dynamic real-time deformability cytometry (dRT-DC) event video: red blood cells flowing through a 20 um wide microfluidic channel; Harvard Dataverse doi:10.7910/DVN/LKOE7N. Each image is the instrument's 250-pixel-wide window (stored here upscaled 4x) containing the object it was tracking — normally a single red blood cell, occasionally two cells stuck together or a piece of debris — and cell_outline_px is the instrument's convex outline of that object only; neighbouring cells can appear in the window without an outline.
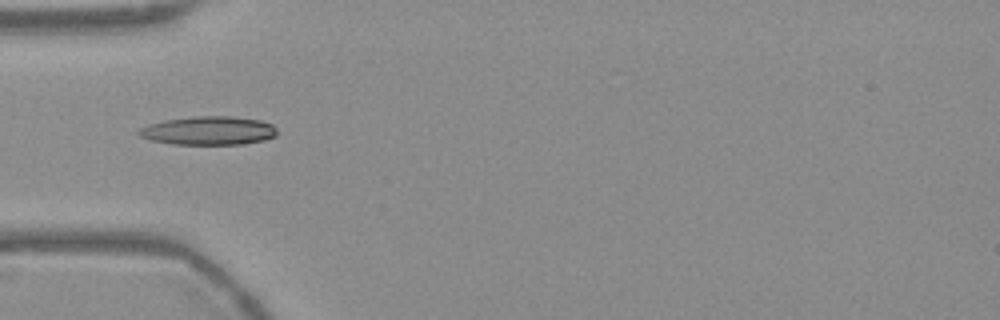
{"species": "Egyptian fruit bat (a non-hibernating species)", "species_latin": "Rousettus aegyptiacus", "temperature_condition": "warm", "stored_images_in_passage": 38, "camera_frame_rate_fps": 3000, "um_per_image_px": 0.085, "frame": {"image": 1, "passage_image": 1, "time_ms": 0.0, "image_size_px": [1000, 320], "cell_outline_px": [[276, 136], [264, 140], [244, 144], [172, 144], [152, 140], [140, 136], [136, 132], [140, 128], [148, 124], [164, 120], [192, 116], [232, 116], [260, 120], [272, 124], [276, 128]], "centroid_in_image_um": [17.73, 11.1], "position_along_channel_um": 67.3, "area_um2": 23.12}}
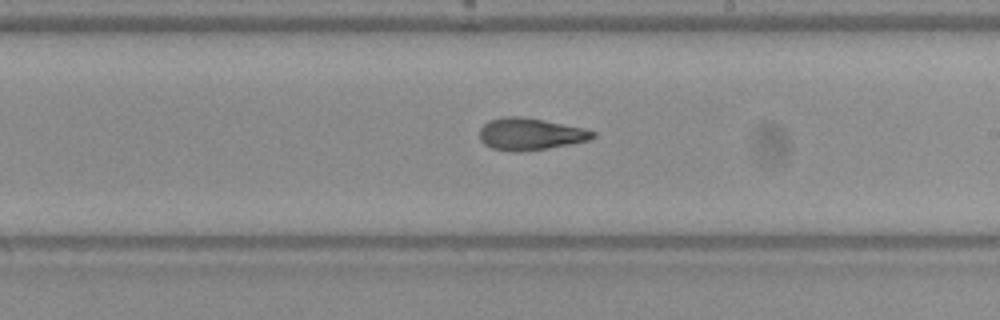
{"frame": {"image": 2, "passage_image": 15, "time_ms": 4.667, "image_size_px": [1000, 320], "cell_outline_px": [[596, 136], [588, 140], [548, 148], [524, 152], [512, 152], [492, 148], [484, 144], [480, 140], [480, 128], [488, 120], [500, 116], [524, 116], [584, 128], [596, 132]], "centroid_in_image_um": [45.04, 11.39], "position_along_channel_um": 244.0, "area_um2": 21.33}}
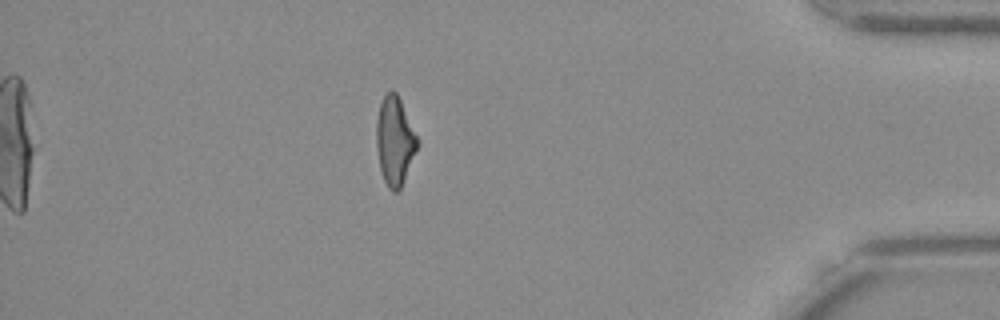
{"frame": {"image": 3, "passage_image": 31, "time_ms": 10.0, "image_size_px": [1000, 320], "cell_outline_px": [[420, 144], [400, 188], [396, 192], [392, 192], [388, 188], [384, 180], [380, 168], [376, 144], [376, 120], [380, 104], [384, 96], [392, 88], [396, 92], [420, 140]], "centroid_in_image_um": [33.57, 11.97], "position_along_channel_um": 401.6, "area_um2": 21.21}, "authors_computed_cell_mechanics": {"area_um2": 21.3282, "velocity_mm_per_s": 3.7695, "shape_relaxation_time_tau1_ms": 7.5269, "shape_relaxation_time_tau2_ms": 3.0935, "deformation_change_tau1": 0.2241, "deformation_change_tau2": 0.1073}}